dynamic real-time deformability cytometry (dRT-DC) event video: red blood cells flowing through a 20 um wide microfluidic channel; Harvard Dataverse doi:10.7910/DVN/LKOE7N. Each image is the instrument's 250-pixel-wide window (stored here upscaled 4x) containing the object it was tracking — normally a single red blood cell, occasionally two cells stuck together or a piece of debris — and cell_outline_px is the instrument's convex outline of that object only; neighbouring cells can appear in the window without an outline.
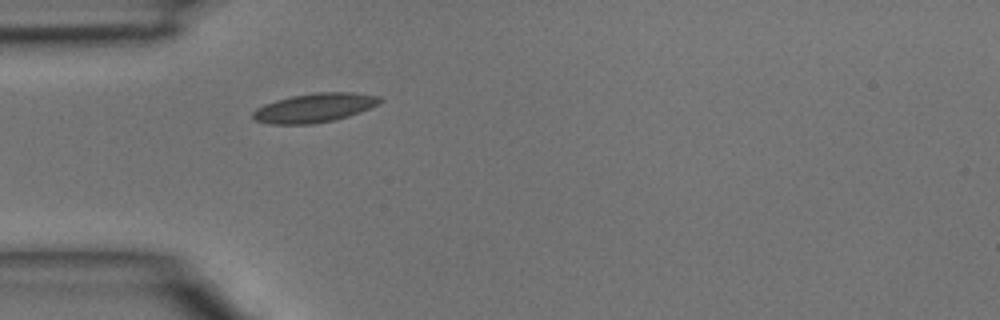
{"species": "common noctule bat (a hibernating species)", "species_latin": "Nyctalus noctula", "temperature_condition": "room temperature", "stored_images_in_passage": 1, "camera_frame_rate_fps": 3000, "um_per_image_px": 0.085, "animal": {"sex": "male", "body_mass_g": 15.6}, "frame": {"image": 1, "passage_image": 1, "time_ms": 0.0, "image_size_px": [1000, 320], "cell_outline_px": [[384, 100], [380, 104], [360, 112], [348, 116], [332, 120], [312, 124], [268, 124], [252, 120], [252, 112], [256, 108], [264, 104], [276, 100], [292, 96], [316, 92], [352, 92], [380, 96]], "centroid_in_image_um": [26.72, 9.16], "position_along_channel_um": 58.3, "area_um2": 21.68}}